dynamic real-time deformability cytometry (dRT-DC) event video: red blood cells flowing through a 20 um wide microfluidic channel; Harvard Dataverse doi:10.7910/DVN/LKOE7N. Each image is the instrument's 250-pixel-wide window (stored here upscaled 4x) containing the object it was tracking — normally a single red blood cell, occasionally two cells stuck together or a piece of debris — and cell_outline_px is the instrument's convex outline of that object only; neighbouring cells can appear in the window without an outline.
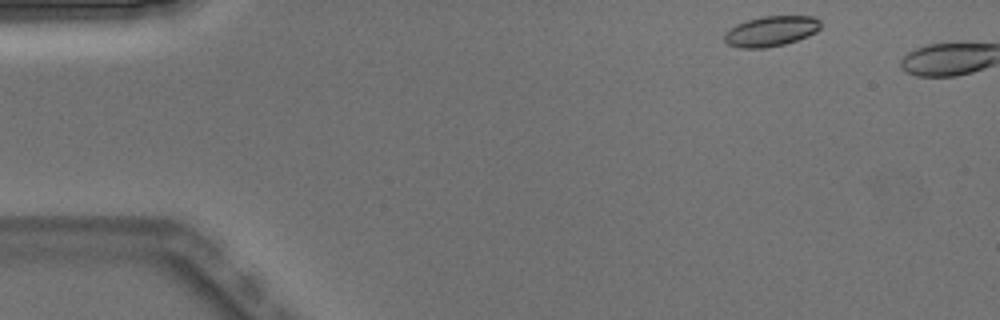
{"species": "Egyptian fruit bat (a non-hibernating species)", "species_latin": "Rousettus aegyptiacus", "temperature_condition": "warm", "stored_images_in_passage": 2, "camera_frame_rate_fps": 3000, "um_per_image_px": 0.085, "animal": {"sex": "male"}, "frame": {"image": 1, "passage_image": 1, "time_ms": 0.0, "image_size_px": [1000, 320], "cell_outline_px": [[820, 28], [816, 32], [808, 36], [784, 44], [764, 48], [740, 48], [728, 44], [724, 40], [724, 32], [736, 24], [760, 16], [816, 16], [820, 20]], "centroid_in_image_um": [65.53, 2.64], "position_along_channel_um": 19.5, "area_um2": 17.05}}